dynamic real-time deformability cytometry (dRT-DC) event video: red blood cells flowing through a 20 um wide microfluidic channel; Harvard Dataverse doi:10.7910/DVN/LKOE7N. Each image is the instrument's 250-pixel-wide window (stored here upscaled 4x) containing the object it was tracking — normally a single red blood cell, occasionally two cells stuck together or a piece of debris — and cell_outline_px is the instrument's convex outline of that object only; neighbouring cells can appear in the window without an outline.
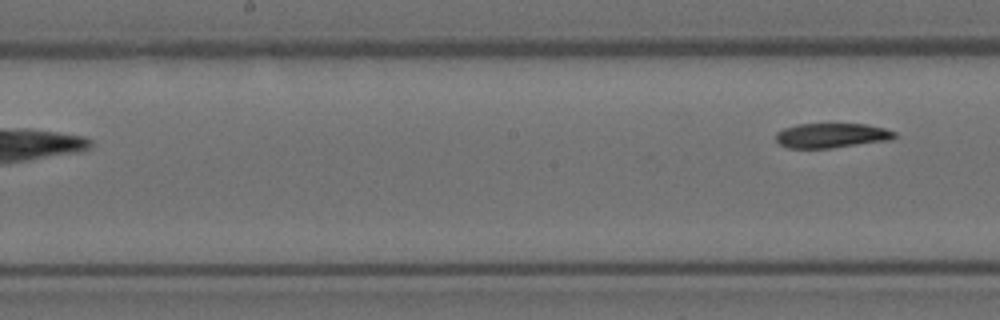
{"species": "Egyptian fruit bat (a non-hibernating species)", "species_latin": "Rousettus aegyptiacus", "temperature_condition": "room temperature", "stored_images_in_passage": 7, "segment_of_instrument_passage": [2, 2], "camera_frame_rate_fps": 3000, "um_per_image_px": 0.085, "animal": {"sex": "female"}, "frame": {"image": 1, "passage_image": 7, "time_ms": 8.333, "image_size_px": [1000, 320], "cell_outline_px": [[896, 136], [888, 140], [828, 148], [788, 148], [780, 144], [776, 140], [776, 132], [784, 128], [796, 124], [868, 124], [884, 128], [896, 132]], "centroid_in_image_um": [70.65, 11.51], "position_along_channel_um": 177.6, "area_um2": 16.94}}